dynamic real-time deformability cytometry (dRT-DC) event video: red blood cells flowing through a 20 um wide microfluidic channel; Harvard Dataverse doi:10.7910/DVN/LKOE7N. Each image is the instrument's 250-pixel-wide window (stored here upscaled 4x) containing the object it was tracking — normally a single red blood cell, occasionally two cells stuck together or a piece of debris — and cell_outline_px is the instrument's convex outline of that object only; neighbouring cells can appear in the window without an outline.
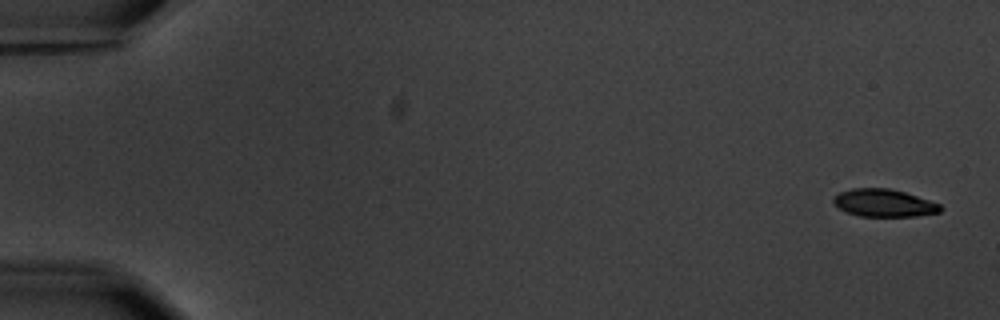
{"species": "common noctule bat (a hibernating species)", "species_latin": "Nyctalus noctula", "temperature_condition": "warm", "stored_images_in_passage": 3, "camera_frame_rate_fps": 3000, "um_per_image_px": 0.085, "animal": {"sex": "male", "body_mass_g": 20.1, "forearm_length_mm": 53.5}, "frame": {"image": 1, "passage_image": 1, "time_ms": 0.0, "image_size_px": [1000, 320], "cell_outline_px": [[944, 208], [940, 212], [916, 216], [860, 216], [848, 212], [840, 208], [832, 200], [840, 192], [852, 188], [888, 188], [904, 192], [940, 204]], "centroid_in_image_um": [75.16, 17.25], "position_along_channel_um": 9.8, "area_um2": 16.94}}